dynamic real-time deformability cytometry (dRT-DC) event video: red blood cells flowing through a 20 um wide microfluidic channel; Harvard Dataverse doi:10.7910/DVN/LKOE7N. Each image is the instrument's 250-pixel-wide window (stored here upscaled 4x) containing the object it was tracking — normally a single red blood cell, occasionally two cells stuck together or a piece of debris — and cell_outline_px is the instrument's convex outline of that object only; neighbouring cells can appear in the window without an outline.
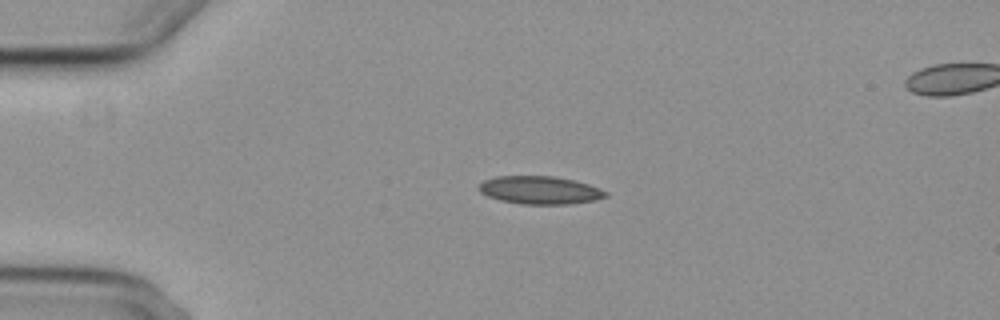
{"species": "common noctule bat (a hibernating species)", "species_latin": "Nyctalus noctula", "temperature_condition": "cold", "stored_images_in_passage": 4, "segment_of_instrument_passage": [1, 2], "camera_frame_rate_fps": 3000, "um_per_image_px": 0.085, "animal": {"sex": "female", "body_mass_g": 29.2, "forearm_length_mm": 56.3}, "frame": {"image": 1, "passage_image": 2, "time_ms": 2.0, "image_size_px": [1000, 320], "cell_outline_px": [[608, 196], [592, 200], [568, 204], [520, 204], [500, 200], [488, 196], [480, 192], [476, 188], [484, 180], [496, 176], [552, 176], [572, 180], [588, 184], [608, 192]], "centroid_in_image_um": [45.84, 16.16], "position_along_channel_um": 39.2, "area_um2": 20.52}}